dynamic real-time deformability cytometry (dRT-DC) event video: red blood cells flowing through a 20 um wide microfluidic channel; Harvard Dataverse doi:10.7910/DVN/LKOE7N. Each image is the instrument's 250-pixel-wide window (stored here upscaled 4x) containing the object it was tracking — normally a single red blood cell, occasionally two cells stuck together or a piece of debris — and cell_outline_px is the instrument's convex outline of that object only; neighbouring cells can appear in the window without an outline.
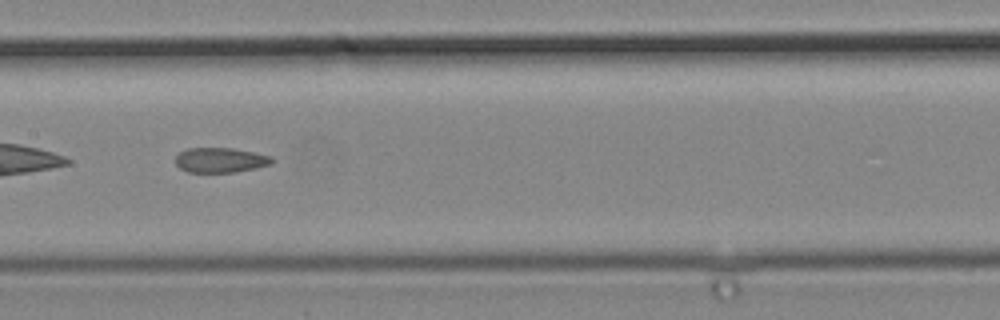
{"species": "common noctule bat (a hibernating species)", "species_latin": "Nyctalus noctula", "temperature_condition": "cold", "stored_images_in_passage": 28, "camera_frame_rate_fps": 3000, "um_per_image_px": 0.085, "animal": {"sex": "male", "body_mass_g": 19.2, "forearm_length_mm": 51.8}, "frame": {"image": 1, "passage_image": 9, "time_ms": 2.667, "image_size_px": [1000, 320], "cell_outline_px": [[272, 160], [268, 164], [252, 168], [232, 172], [188, 172], [180, 168], [176, 164], [176, 156], [180, 152], [188, 148], [232, 148], [272, 156]], "centroid_in_image_um": [18.67, 13.6], "position_along_channel_um": 188.7, "area_um2": 13.64}}